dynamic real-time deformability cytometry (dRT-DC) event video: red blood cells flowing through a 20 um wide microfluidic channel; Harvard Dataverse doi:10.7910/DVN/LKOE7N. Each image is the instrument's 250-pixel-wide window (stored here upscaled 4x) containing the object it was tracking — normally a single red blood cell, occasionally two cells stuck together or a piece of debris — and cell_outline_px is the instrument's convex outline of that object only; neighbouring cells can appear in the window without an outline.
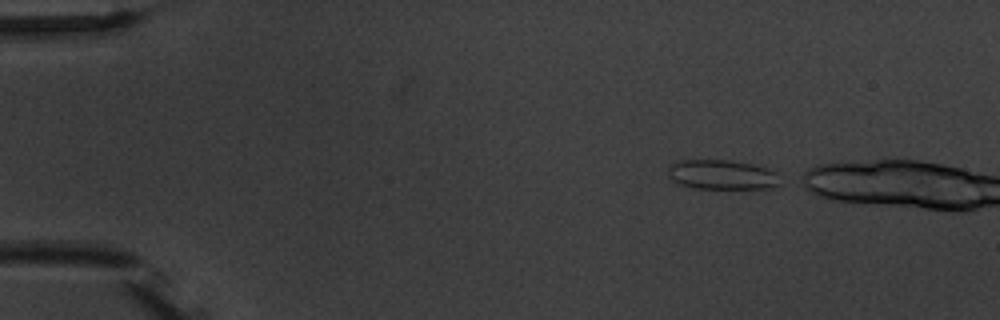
{"species": "common noctule bat (a hibernating species)", "species_latin": "Nyctalus noctula", "temperature_condition": "warm", "stored_images_in_passage": 3, "camera_frame_rate_fps": 3000, "um_per_image_px": 0.085, "animal": {"sex": "male", "body_mass_g": 20.1, "forearm_length_mm": 53.5}, "frame": {"image": 1, "passage_image": 1, "time_ms": 0.0, "image_size_px": [1000, 320], "cell_outline_px": [[780, 184], [776, 188], [696, 188], [680, 184], [668, 180], [668, 168], [672, 164], [684, 160], [728, 160], [752, 164], [768, 168], [776, 172]], "centroid_in_image_um": [61.37, 14.85], "position_along_channel_um": 23.6, "area_um2": 19.36}}